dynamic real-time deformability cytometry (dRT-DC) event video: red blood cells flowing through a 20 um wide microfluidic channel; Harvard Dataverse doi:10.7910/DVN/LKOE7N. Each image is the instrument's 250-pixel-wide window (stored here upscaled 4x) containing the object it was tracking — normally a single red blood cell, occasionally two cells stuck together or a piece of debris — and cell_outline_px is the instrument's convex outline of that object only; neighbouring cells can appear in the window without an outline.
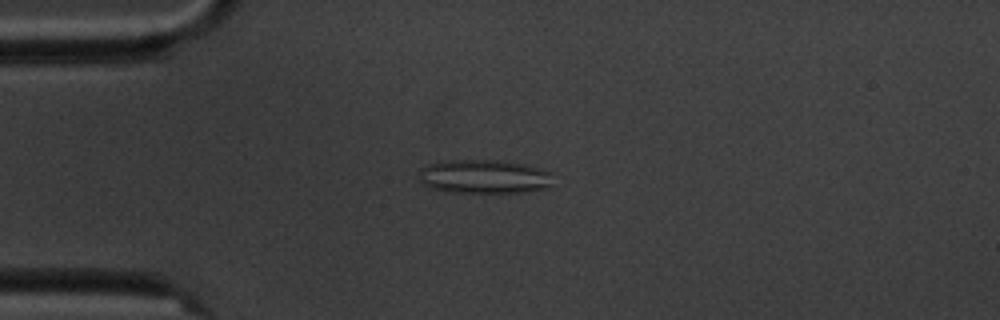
{"species": "common noctule bat (a hibernating species)", "species_latin": "Nyctalus noctula", "temperature_condition": "cold", "stored_images_in_passage": 4, "camera_frame_rate_fps": 3000, "um_per_image_px": 0.085, "animal": {"sex": "male", "body_mass_g": 20.1, "forearm_length_mm": 53.5}, "frame": {"image": 1, "passage_image": 4, "time_ms": 3.333, "image_size_px": [1000, 320], "cell_outline_px": [[552, 188], [528, 192], [452, 192], [432, 188], [424, 184], [420, 180], [420, 168], [428, 164], [444, 160], [504, 160], [528, 164], [552, 172]], "centroid_in_image_um": [41.24, 15.0], "position_along_channel_um": 43.8, "area_um2": 26.93}}